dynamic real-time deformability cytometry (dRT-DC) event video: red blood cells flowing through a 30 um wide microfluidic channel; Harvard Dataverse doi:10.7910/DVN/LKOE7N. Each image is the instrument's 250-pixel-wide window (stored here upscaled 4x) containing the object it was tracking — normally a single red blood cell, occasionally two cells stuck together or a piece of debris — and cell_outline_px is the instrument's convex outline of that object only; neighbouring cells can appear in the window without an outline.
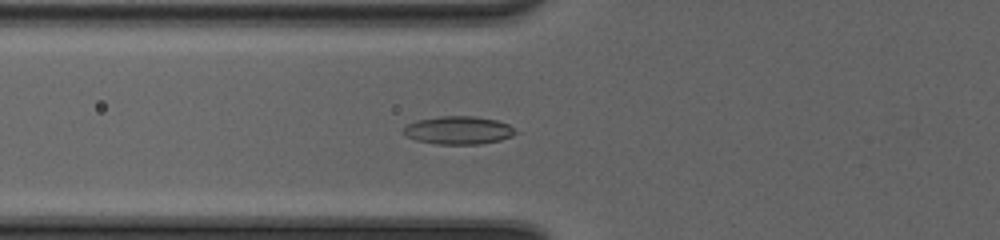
{"species": "common noctule bat (a hibernating species)", "species_latin": "Nyctalus noctula", "temperature_condition": "cold", "stored_images_in_passage": 53, "camera_frame_rate_fps": 3000, "um_per_image_px": 0.085, "animal": {"sex": "female", "body_mass_g": 20.0, "forearm_length_mm": 54.0}, "frame": {"image": 1, "passage_image": 23, "time_ms": 7.333, "image_size_px": [1000, 240], "cell_outline_px": [[516, 132], [512, 136], [500, 140], [480, 144], [436, 144], [416, 140], [408, 136], [404, 132], [404, 128], [408, 124], [416, 120], [440, 116], [476, 116], [496, 120], [508, 124]], "centroid_in_image_um": [38.97, 11.07], "position_along_channel_um": 86.8, "area_um2": 18.15}}
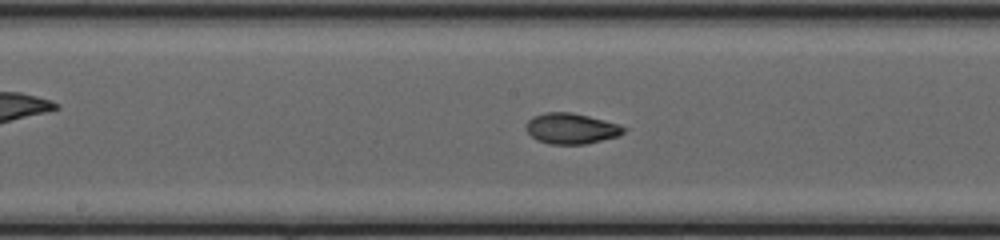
{"frame": {"image": 2, "passage_image": 31, "time_ms": 10.0, "image_size_px": [1000, 240], "cell_outline_px": [[628, 128], [620, 136], [584, 144], [548, 144], [536, 140], [524, 128], [528, 120], [532, 116], [544, 112], [572, 112], [620, 124]], "centroid_in_image_um": [48.55, 10.92], "position_along_channel_um": 199.6, "area_um2": 17.69}}
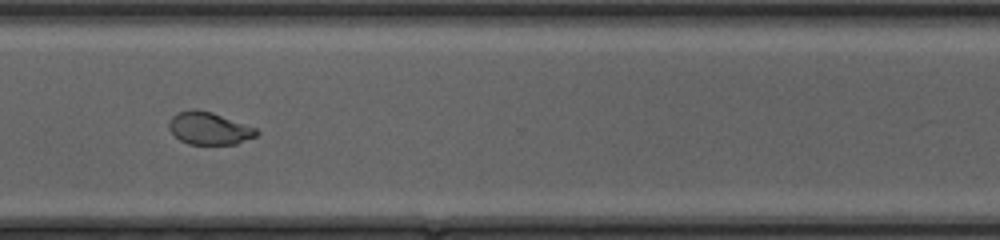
{"frame": {"image": 3, "passage_image": 42, "time_ms": 13.667, "image_size_px": [1000, 240], "cell_outline_px": [[260, 132], [256, 136], [236, 144], [188, 144], [180, 140], [168, 128], [168, 120], [176, 112], [192, 108], [196, 108], [212, 112], [256, 128]], "centroid_in_image_um": [17.74, 10.89], "position_along_channel_um": 352.9, "area_um2": 16.7}, "authors_computed_cell_mechanics": {"area_um2": 17.3978, "velocity_mm_per_s": 4.1964, "shape_relaxation_time_tau1_ms": 4.8733, "shape_relaxation_time_tau2_ms": 1.1601, "deformation_change_tau1": 0.1319, "deformation_change_tau2": 0.0604}}